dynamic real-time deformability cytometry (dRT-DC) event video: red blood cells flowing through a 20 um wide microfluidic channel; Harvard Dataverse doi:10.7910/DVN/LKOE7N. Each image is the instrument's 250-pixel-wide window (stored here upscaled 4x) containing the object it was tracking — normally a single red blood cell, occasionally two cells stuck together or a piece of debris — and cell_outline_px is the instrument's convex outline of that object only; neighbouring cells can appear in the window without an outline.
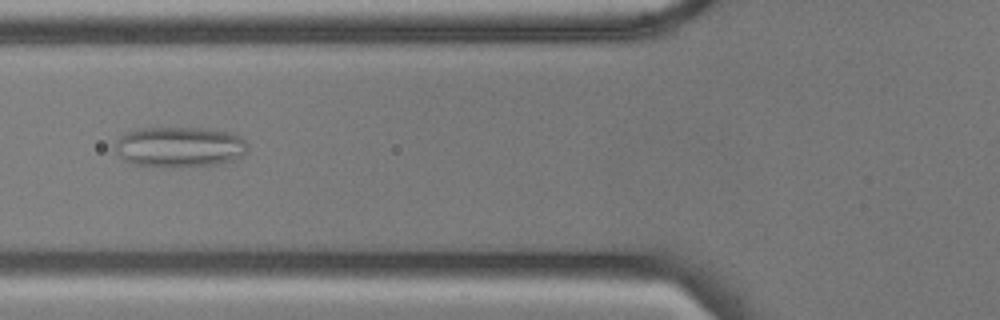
{"species": "common noctule bat (a hibernating species)", "species_latin": "Nyctalus noctula", "temperature_condition": "cold", "stored_images_in_passage": 27, "camera_frame_rate_fps": 3000, "um_per_image_px": 0.085, "animal": {"sex": "male", "body_mass_g": 17.9, "forearm_length_mm": 54.2}, "frame": {"image": 1, "passage_image": 12, "time_ms": 3.667, "image_size_px": [1000, 320], "cell_outline_px": [[248, 152], [232, 160], [220, 164], [176, 168], [172, 168], [132, 164], [124, 160], [116, 152], [112, 144], [124, 132], [140, 128], [204, 128], [232, 132], [240, 136], [248, 144]], "centroid_in_image_um": [15.24, 12.5], "position_along_channel_um": 110.6, "area_um2": 32.02}}
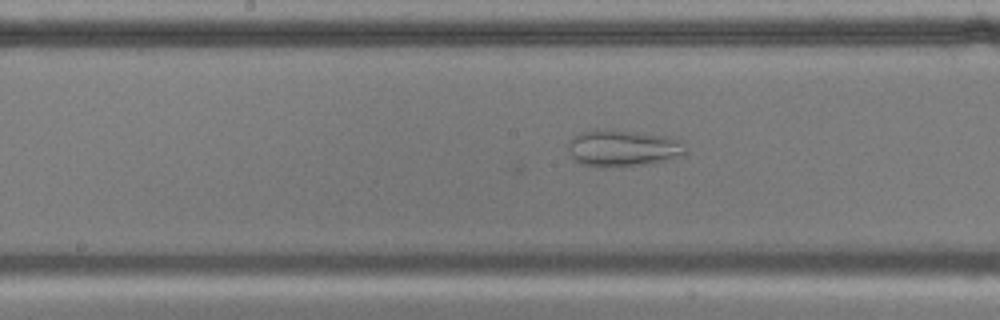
{"frame": {"image": 2, "passage_image": 19, "time_ms": 6.0, "image_size_px": [1000, 320], "cell_outline_px": [[688, 152], [668, 160], [652, 164], [584, 164], [576, 160], [572, 156], [568, 148], [568, 144], [580, 132], [596, 128], [604, 128], [676, 136], [684, 140]], "centroid_in_image_um": [53.09, 12.51], "position_along_channel_um": 195.1, "area_um2": 24.91}}
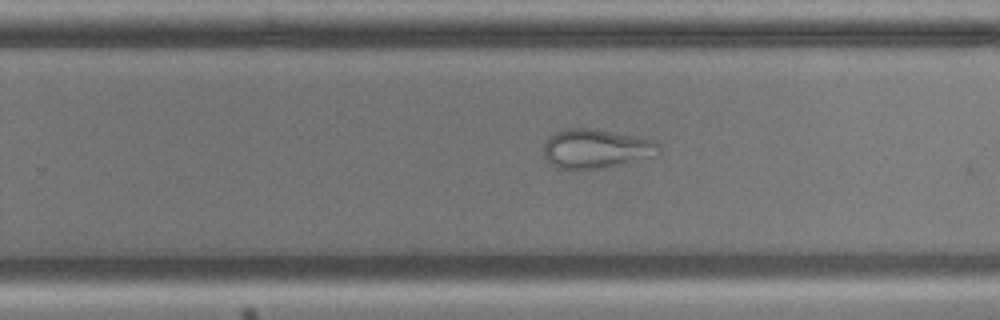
{"frame": {"image": 3, "passage_image": 26, "time_ms": 8.333, "image_size_px": [1000, 320], "cell_outline_px": [[660, 152], [656, 156], [612, 168], [580, 172], [572, 172], [556, 168], [544, 156], [544, 140], [552, 132], [564, 128], [596, 128], [656, 140], [660, 144]], "centroid_in_image_um": [50.66, 12.68], "position_along_channel_um": 279.1, "area_um2": 27.98}}